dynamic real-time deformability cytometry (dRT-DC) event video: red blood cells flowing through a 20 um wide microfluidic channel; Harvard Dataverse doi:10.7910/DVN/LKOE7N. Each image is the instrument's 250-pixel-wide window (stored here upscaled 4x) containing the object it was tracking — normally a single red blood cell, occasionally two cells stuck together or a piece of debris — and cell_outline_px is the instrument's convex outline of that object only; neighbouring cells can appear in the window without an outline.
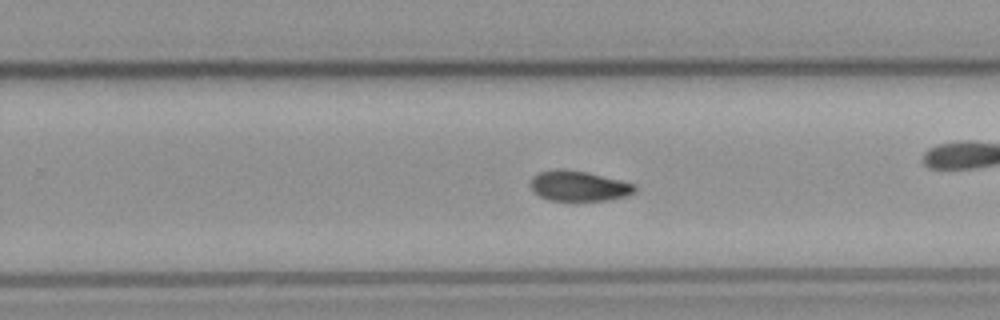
{"species": "common noctule bat (a hibernating species)", "species_latin": "Nyctalus noctula", "temperature_condition": "cold", "stored_images_in_passage": 42, "camera_frame_rate_fps": 3000, "um_per_image_px": 0.085, "animal": {"sex": "male", "body_mass_g": 23.1, "forearm_length_mm": 52.7}, "frame": {"image": 1, "passage_image": 19, "time_ms": 6.0, "image_size_px": [1000, 320], "cell_outline_px": [[636, 188], [632, 192], [624, 196], [608, 200], [548, 200], [540, 196], [532, 188], [532, 176], [540, 172], [560, 168], [588, 172], [636, 184]], "centroid_in_image_um": [49.2, 15.79], "position_along_channel_um": 280.6, "area_um2": 18.09}, "authors_computed_cell_mechanics": {"area_um2": 18.4671, "velocity_mm_per_s": 3.5084, "shape_relaxation_time_tau1_ms": null, "shape_relaxation_time_tau2_ms": 9.3684, "deformation_change_tau1": null, "deformation_change_tau2": 0.1403}}